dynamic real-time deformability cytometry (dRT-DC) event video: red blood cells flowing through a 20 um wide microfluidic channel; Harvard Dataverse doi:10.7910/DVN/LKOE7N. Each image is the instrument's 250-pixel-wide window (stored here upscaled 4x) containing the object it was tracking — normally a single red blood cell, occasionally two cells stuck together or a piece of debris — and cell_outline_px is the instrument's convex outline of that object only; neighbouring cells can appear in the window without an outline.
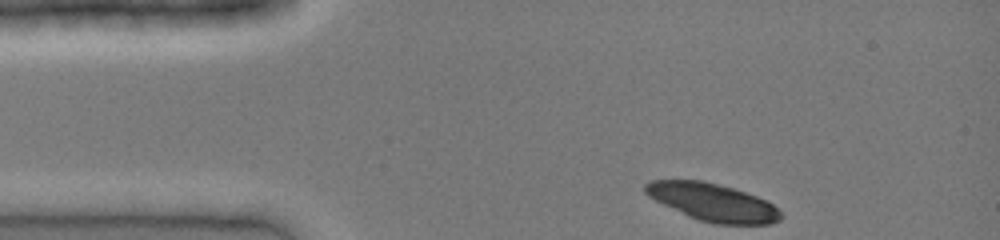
{"species": "common noctule bat (a hibernating species)", "species_latin": "Nyctalus noctula", "temperature_condition": "cold", "stored_images_in_passage": 32, "camera_frame_rate_fps": 3000, "um_per_image_px": 0.085, "animal": {"sex": "female", "body_mass_g": 19.0, "forearm_length_mm": 51.5}, "frame": {"image": 1, "passage_image": 1, "time_ms": 0.0, "image_size_px": [1000, 240], "cell_outline_px": [[784, 216], [780, 220], [772, 224], [716, 224], [700, 220], [688, 216], [648, 196], [644, 192], [644, 184], [652, 180], [704, 180], [732, 188], [756, 196], [772, 204]], "centroid_in_image_um": [60.58, 17.19], "position_along_channel_um": 24.4, "area_um2": 29.48}}